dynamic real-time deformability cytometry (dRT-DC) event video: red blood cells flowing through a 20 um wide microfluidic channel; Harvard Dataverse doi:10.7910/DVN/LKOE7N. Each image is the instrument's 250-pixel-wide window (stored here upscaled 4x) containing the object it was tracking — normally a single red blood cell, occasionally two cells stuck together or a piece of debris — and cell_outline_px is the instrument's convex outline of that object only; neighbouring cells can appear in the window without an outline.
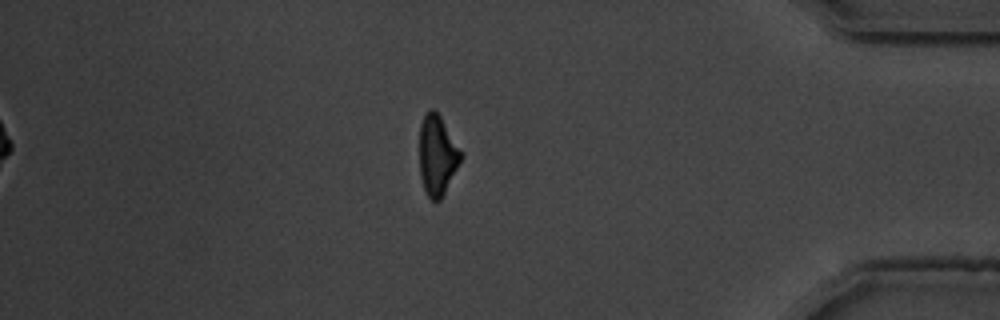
{"species": "common noctule bat (a hibernating species)", "species_latin": "Nyctalus noctula", "temperature_condition": "warm", "stored_images_in_passage": 42, "camera_frame_rate_fps": 3000, "um_per_image_px": 0.085, "animal": {"sex": "male", "body_mass_g": 19.5, "forearm_length_mm": 54.6}, "frame": {"image": 1, "passage_image": 36, "time_ms": 11.667, "image_size_px": [1000, 320], "cell_outline_px": [[464, 156], [440, 200], [432, 200], [424, 192], [420, 176], [420, 124], [424, 112], [428, 108], [432, 108], [440, 116], [464, 152]], "centroid_in_image_um": [37.18, 13.16], "position_along_channel_um": 398.0, "area_um2": 19.65}}